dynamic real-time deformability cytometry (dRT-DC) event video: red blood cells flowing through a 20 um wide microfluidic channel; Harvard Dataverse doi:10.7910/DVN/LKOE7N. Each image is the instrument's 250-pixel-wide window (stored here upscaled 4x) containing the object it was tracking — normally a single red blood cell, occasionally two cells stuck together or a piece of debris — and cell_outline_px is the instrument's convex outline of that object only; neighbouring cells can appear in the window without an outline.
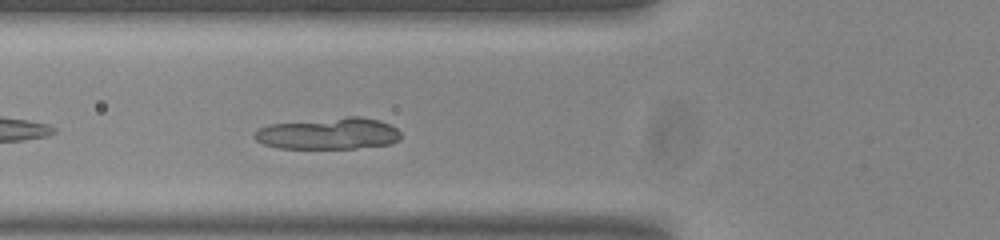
{"species": "common noctule bat (a hibernating species)", "species_latin": "Nyctalus noctula", "temperature_condition": "room temperature", "stored_images_in_passage": 31, "camera_frame_rate_fps": 3000, "um_per_image_px": 0.085, "animal": {"sex": "male", "body_mass_g": 20.0, "forearm_length_mm": 53.3}, "frame": {"image": 1, "passage_image": 11, "time_ms": 3.333, "image_size_px": [1000, 240], "cell_outline_px": [[396, 136], [392, 140], [384, 144], [344, 148], [292, 148], [272, 144], [284, 124], [344, 120], [372, 120], [384, 124], [392, 128], [396, 132]], "centroid_in_image_um": [28.43, 11.43], "position_along_channel_um": 97.4, "area_um2": 20.69}}
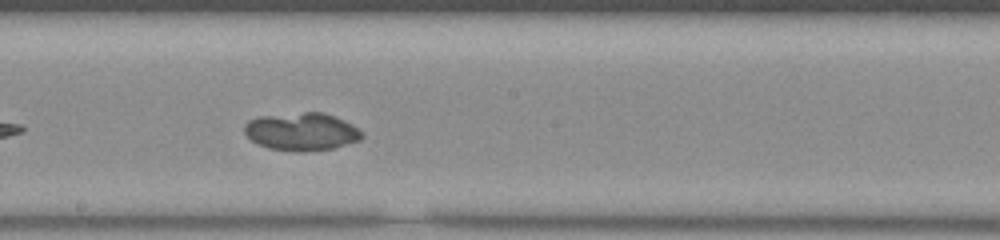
{"frame": {"image": 2, "passage_image": 21, "time_ms": 6.667, "image_size_px": [1000, 240], "cell_outline_px": [[360, 136], [352, 140], [324, 148], [280, 148], [264, 144], [256, 140], [248, 132], [248, 124], [256, 120], [304, 116], [328, 116], [352, 128]], "centroid_in_image_um": [25.62, 11.23], "position_along_channel_um": 222.6, "area_um2": 20.23}}
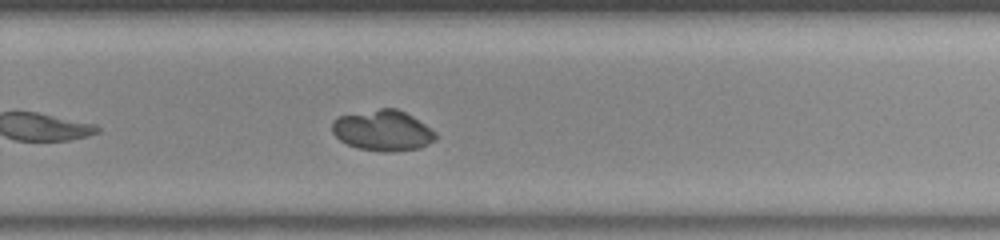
{"frame": {"image": 3, "passage_image": 27, "time_ms": 8.667, "image_size_px": [1000, 240], "cell_outline_px": [[432, 136], [428, 140], [412, 148], [368, 148], [352, 144], [344, 140], [336, 132], [336, 120], [344, 116], [384, 108], [392, 108], [408, 116], [432, 132]], "centroid_in_image_um": [32.48, 11.03], "position_along_channel_um": 297.3, "area_um2": 20.75}}